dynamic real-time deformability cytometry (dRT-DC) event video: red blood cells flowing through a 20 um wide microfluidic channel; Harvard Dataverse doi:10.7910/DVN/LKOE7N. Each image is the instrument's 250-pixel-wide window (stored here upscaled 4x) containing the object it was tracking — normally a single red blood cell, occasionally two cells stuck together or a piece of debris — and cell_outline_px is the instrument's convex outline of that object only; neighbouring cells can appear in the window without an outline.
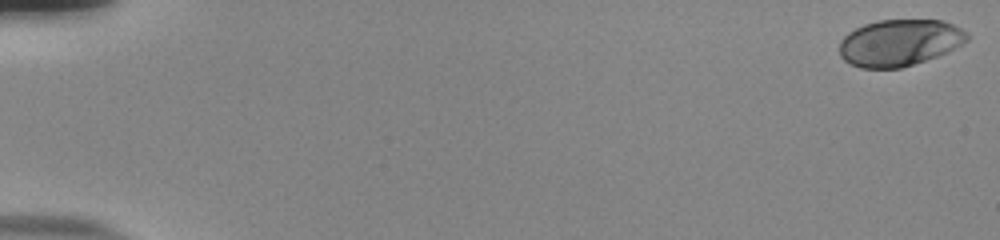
{"species": "human", "species_latin": "Homo sapiens", "temperature_condition": "room temperature", "stored_images_in_passage": 54, "camera_frame_rate_fps": 3000, "um_per_image_px": 0.085, "donor": {"sex": "male"}, "frame": {"image": 1, "passage_image": 1, "time_ms": 0.0, "image_size_px": [1000, 240], "cell_outline_px": [[968, 40], [948, 52], [900, 68], [860, 68], [848, 64], [840, 56], [840, 40], [848, 32], [864, 24], [876, 20], [944, 20], [968, 32]], "centroid_in_image_um": [76.43, 3.62], "position_along_channel_um": 8.6, "area_um2": 34.74}}
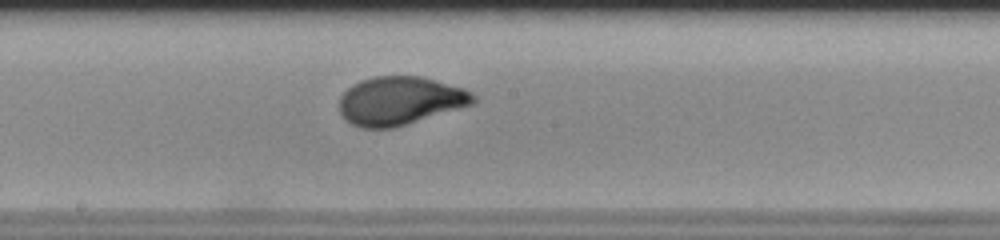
{"frame": {"image": 2, "passage_image": 31, "time_ms": 10.0, "image_size_px": [1000, 240], "cell_outline_px": [[476, 104], [396, 128], [360, 128], [352, 124], [340, 112], [340, 96], [352, 84], [360, 80], [372, 76], [420, 76], [464, 88], [472, 92], [476, 96]], "centroid_in_image_um": [34.04, 8.57], "position_along_channel_um": 214.2, "area_um2": 38.21}}
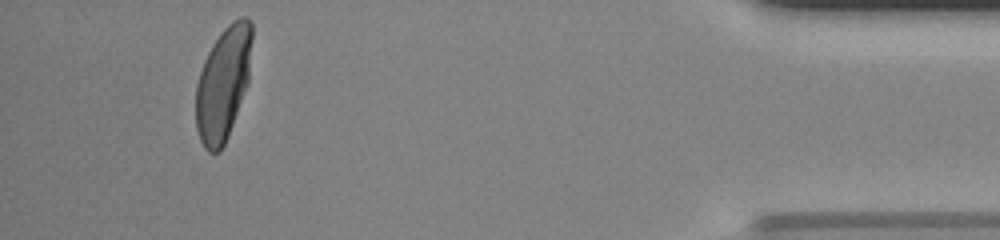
{"frame": {"image": 3, "passage_image": 51, "time_ms": 16.667, "image_size_px": [1000, 240], "cell_outline_px": [[252, 40], [248, 84], [228, 136], [220, 152], [208, 152], [204, 148], [200, 140], [196, 128], [196, 84], [204, 60], [212, 44], [220, 32], [232, 20], [240, 16], [244, 16], [252, 20]], "centroid_in_image_um": [18.98, 7.07], "position_along_channel_um": 416.2, "area_um2": 37.4}, "authors_computed_cell_mechanics": {"area_um2": 36.703, "velocity_mm_per_s": 3.874, "shape_relaxation_time_tau1_ms": 6.0602, "shape_relaxation_time_tau2_ms": null, "deformation_change_tau1": 0.239, "deformation_change_tau2": null}}